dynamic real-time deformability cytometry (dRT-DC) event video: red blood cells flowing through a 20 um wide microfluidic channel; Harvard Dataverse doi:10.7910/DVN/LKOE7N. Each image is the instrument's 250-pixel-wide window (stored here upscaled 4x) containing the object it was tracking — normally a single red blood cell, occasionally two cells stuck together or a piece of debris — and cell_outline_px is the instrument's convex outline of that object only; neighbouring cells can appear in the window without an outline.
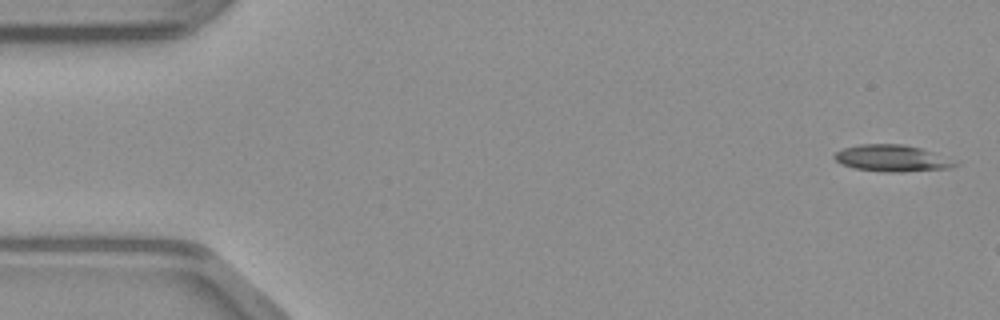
{"species": "common noctule bat (a hibernating species)", "species_latin": "Nyctalus noctula", "temperature_condition": "warm", "stored_images_in_passage": 6, "camera_frame_rate_fps": 3000, "um_per_image_px": 0.085, "animal": {"sex": "male", "body_mass_g": 23.1, "forearm_length_mm": 52.7}, "frame": {"image": 1, "passage_image": 1, "time_ms": 0.0, "image_size_px": [1000, 320], "cell_outline_px": [[960, 164], [952, 168], [904, 172], [884, 172], [856, 168], [840, 164], [832, 156], [836, 152], [844, 148], [860, 144], [904, 144], [920, 148], [932, 152]], "centroid_in_image_um": [75.8, 13.46], "position_along_channel_um": 9.2, "area_um2": 18.61}}